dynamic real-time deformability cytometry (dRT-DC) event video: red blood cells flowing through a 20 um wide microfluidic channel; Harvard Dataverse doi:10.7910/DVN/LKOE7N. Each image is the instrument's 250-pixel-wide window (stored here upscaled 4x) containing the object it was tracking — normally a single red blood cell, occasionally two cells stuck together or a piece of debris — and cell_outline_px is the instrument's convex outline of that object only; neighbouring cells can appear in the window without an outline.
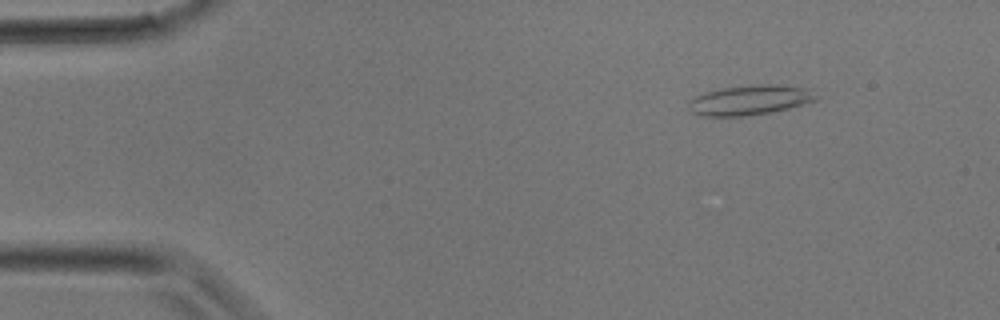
{"species": "common noctule bat (a hibernating species)", "species_latin": "Nyctalus noctula", "temperature_condition": "room temperature", "stored_images_in_passage": 33, "camera_frame_rate_fps": 3000, "um_per_image_px": 0.085, "animal": {"sex": "male", "body_mass_g": 17.9}, "frame": {"image": 1, "passage_image": 4, "time_ms": 1.0, "image_size_px": [1000, 320], "cell_outline_px": [[820, 96], [816, 100], [788, 108], [768, 112], [744, 116], [696, 116], [688, 108], [688, 100], [692, 96], [704, 92], [720, 88], [756, 84], [776, 84], [808, 88]], "centroid_in_image_um": [63.68, 8.49], "position_along_channel_um": 21.3, "area_um2": 22.48}}
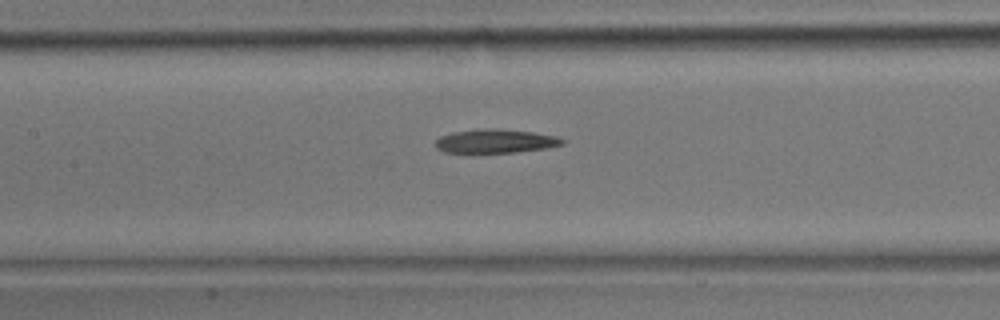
{"frame": {"image": 2, "passage_image": 15, "time_ms": 4.667, "image_size_px": [1000, 320], "cell_outline_px": [[564, 144], [544, 148], [516, 152], [444, 152], [436, 148], [432, 144], [440, 136], [452, 132], [484, 128], [496, 128], [532, 132], [556, 136], [564, 140]], "centroid_in_image_um": [42.06, 11.99], "position_along_channel_um": 165.3, "area_um2": 17.51}}
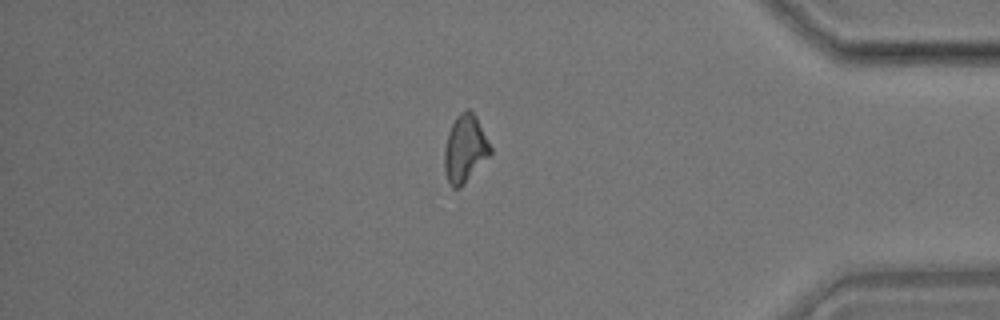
{"frame": {"image": 3, "passage_image": 28, "time_ms": 9.0, "image_size_px": [1000, 320], "cell_outline_px": [[492, 152], [464, 184], [460, 188], [452, 188], [444, 172], [444, 148], [448, 132], [456, 116], [460, 112], [468, 108], [476, 116], [492, 148]], "centroid_in_image_um": [39.51, 12.64], "position_along_channel_um": 395.7, "area_um2": 18.03}}